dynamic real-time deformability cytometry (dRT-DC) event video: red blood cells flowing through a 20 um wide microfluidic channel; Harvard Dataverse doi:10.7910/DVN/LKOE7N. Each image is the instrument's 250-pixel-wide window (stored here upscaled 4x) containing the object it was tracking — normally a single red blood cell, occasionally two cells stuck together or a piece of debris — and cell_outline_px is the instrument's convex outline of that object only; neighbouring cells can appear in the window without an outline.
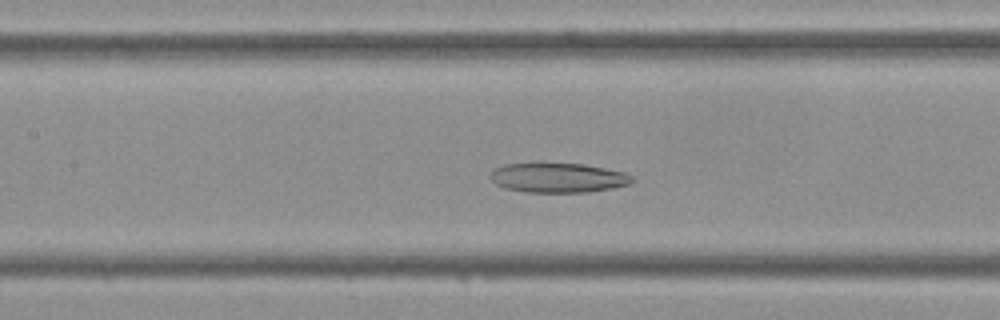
{"species": "Egyptian fruit bat (a non-hibernating species)", "species_latin": "Rousettus aegyptiacus", "temperature_condition": "cold", "stored_images_in_passage": 45, "camera_frame_rate_fps": 3000, "um_per_image_px": 0.085, "frame": {"image": 1, "passage_image": 20, "time_ms": 6.333, "image_size_px": [1000, 320], "cell_outline_px": [[636, 180], [632, 184], [612, 188], [588, 192], [524, 192], [504, 188], [496, 184], [488, 176], [496, 168], [504, 164], [584, 164], [624, 172], [632, 176]], "centroid_in_image_um": [47.47, 15.12], "position_along_channel_um": 159.9, "area_um2": 24.39}}
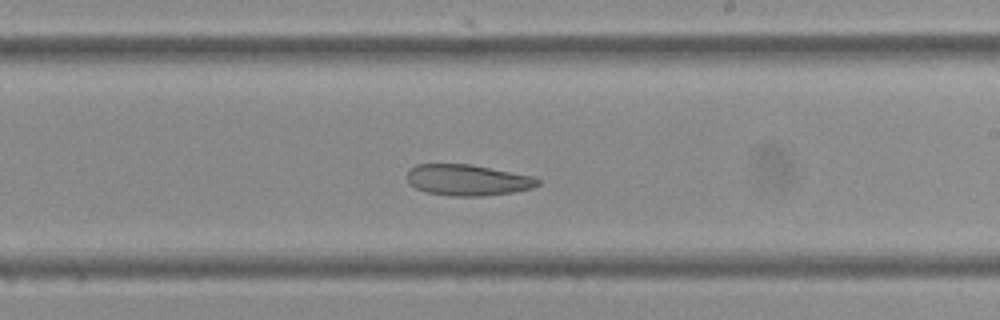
{"frame": {"image": 2, "passage_image": 26, "time_ms": 8.333, "image_size_px": [1000, 320], "cell_outline_px": [[540, 184], [532, 188], [512, 192], [484, 196], [452, 196], [428, 192], [416, 188], [408, 184], [404, 176], [408, 168], [416, 164], [472, 164], [532, 176], [540, 180]], "centroid_in_image_um": [39.68, 15.29], "position_along_channel_um": 249.3, "area_um2": 23.93}}
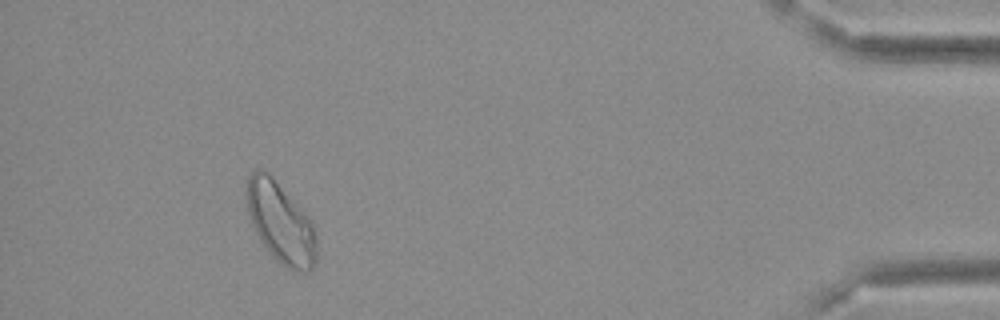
{"frame": {"image": 3, "passage_image": 41, "time_ms": 13.333, "image_size_px": [1000, 320], "cell_outline_px": [[316, 260], [312, 268], [308, 272], [304, 272], [288, 268], [276, 260], [272, 256], [260, 240], [252, 224], [248, 212], [244, 196], [244, 192], [248, 176], [256, 168], [260, 168], [268, 172], [300, 208], [312, 224], [316, 236]], "centroid_in_image_um": [23.8, 18.91], "position_along_channel_um": 411.4, "area_um2": 32.71}}